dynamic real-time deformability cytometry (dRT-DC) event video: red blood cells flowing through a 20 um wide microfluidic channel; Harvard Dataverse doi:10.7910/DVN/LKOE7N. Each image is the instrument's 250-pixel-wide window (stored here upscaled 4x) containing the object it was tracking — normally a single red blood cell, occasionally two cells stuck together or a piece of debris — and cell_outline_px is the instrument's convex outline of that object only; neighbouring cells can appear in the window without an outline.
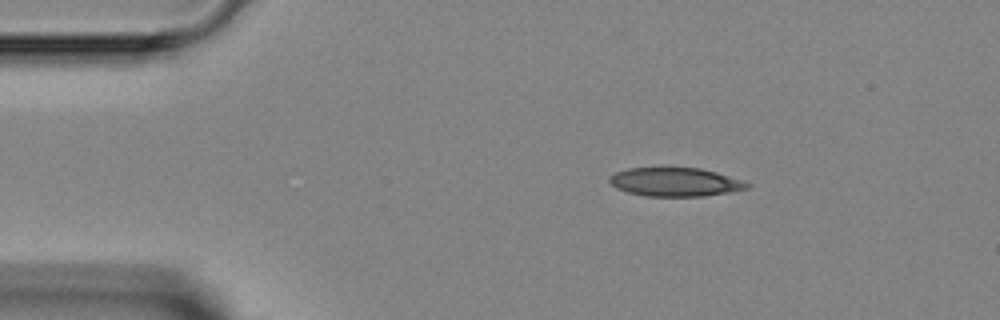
{"species": "Egyptian fruit bat (a non-hibernating species)", "species_latin": "Rousettus aegyptiacus", "temperature_condition": "room temperature", "stored_images_in_passage": 4, "camera_frame_rate_fps": 3000, "um_per_image_px": 0.085, "animal": {"sex": "female"}, "frame": {"image": 1, "passage_image": 1, "time_ms": 0.0, "image_size_px": [1000, 320], "cell_outline_px": [[752, 184], [748, 188], [728, 192], [704, 196], [644, 196], [628, 192], [616, 188], [608, 180], [608, 176], [616, 172], [628, 168], [700, 168], [716, 172]], "centroid_in_image_um": [57.36, 15.47], "position_along_channel_um": 27.6, "area_um2": 22.83}}
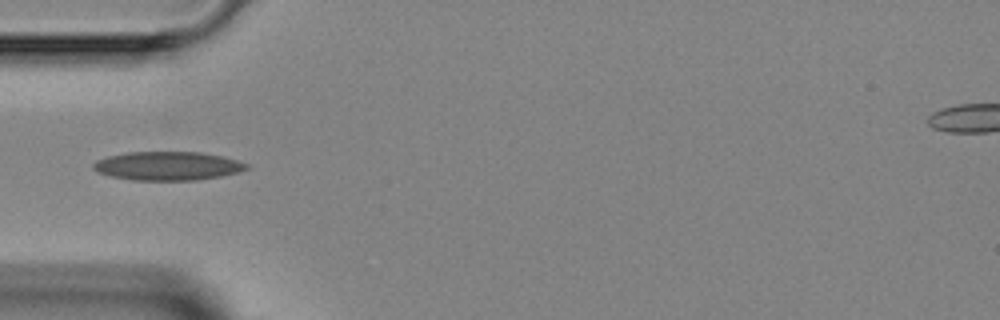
{"frame": {"image": 2, "passage_image": 3, "time_ms": 2.333, "image_size_px": [1000, 320], "cell_outline_px": [[248, 168], [236, 172], [220, 176], [196, 180], [132, 180], [112, 176], [96, 172], [92, 168], [92, 164], [96, 160], [108, 156], [128, 152], [200, 152], [224, 156], [248, 164]], "centroid_in_image_um": [14.21, 14.1], "position_along_channel_um": 70.8, "area_um2": 25.55}}
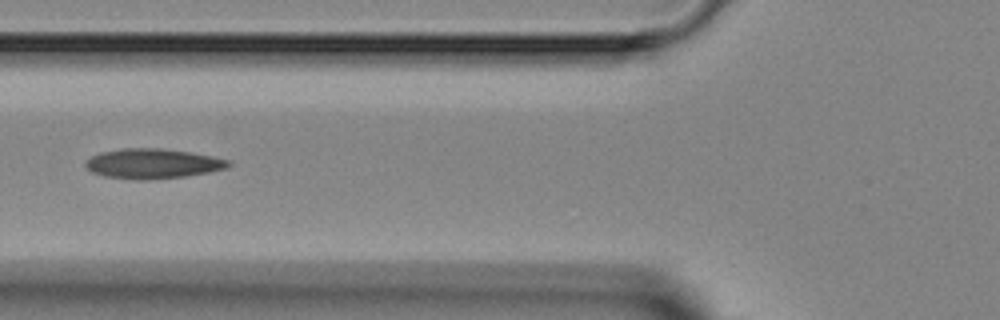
{"frame": {"image": 3, "passage_image": 4, "time_ms": 3.333, "image_size_px": [1000, 320], "cell_outline_px": [[232, 164], [228, 168], [188, 176], [148, 180], [136, 180], [104, 176], [92, 172], [84, 164], [92, 156], [100, 152], [124, 148], [160, 148], [188, 152], [232, 160]], "centroid_in_image_um": [13.01, 13.91], "position_along_channel_um": 112.8, "area_um2": 24.91}}